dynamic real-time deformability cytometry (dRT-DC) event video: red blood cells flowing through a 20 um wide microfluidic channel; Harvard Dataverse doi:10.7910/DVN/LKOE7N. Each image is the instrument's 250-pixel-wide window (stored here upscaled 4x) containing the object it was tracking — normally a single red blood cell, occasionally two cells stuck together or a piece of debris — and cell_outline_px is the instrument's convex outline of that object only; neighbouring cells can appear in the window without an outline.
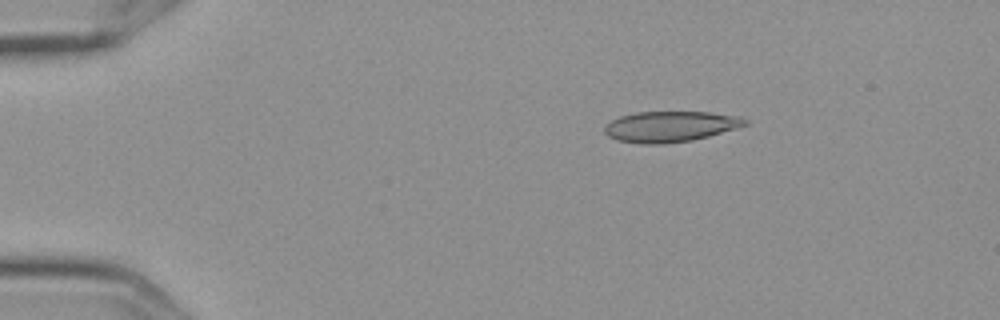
{"species": "Egyptian fruit bat (a non-hibernating species)", "species_latin": "Rousettus aegyptiacus", "temperature_condition": "cold", "stored_images_in_passage": 2, "camera_frame_rate_fps": 3000, "um_per_image_px": 0.085, "frame": {"image": 1, "passage_image": 1, "time_ms": 0.0, "image_size_px": [1000, 320], "cell_outline_px": [[748, 124], [736, 128], [708, 136], [692, 140], [664, 144], [644, 144], [616, 140], [608, 136], [604, 132], [604, 124], [620, 116], [636, 112], [708, 112], [740, 116], [748, 120]], "centroid_in_image_um": [56.95, 10.75], "position_along_channel_um": 28.1, "area_um2": 25.2}}